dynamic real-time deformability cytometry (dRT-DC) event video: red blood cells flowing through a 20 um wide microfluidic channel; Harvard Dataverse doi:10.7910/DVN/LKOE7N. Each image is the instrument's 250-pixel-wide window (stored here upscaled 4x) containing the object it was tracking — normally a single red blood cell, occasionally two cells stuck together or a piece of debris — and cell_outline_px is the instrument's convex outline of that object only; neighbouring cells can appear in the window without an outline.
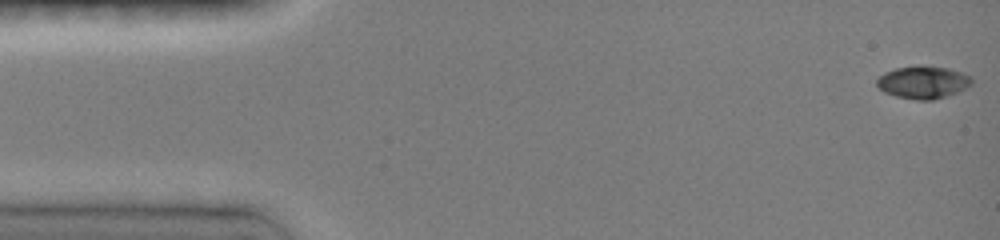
{"species": "common noctule bat (a hibernating species)", "species_latin": "Nyctalus noctula", "temperature_condition": "room temperature", "stored_images_in_passage": 47, "camera_frame_rate_fps": 3000, "um_per_image_px": 0.085, "animal": {"sex": "female", "body_mass_g": 19.0, "forearm_length_mm": 51.5}, "frame": {"image": 1, "passage_image": 1, "time_ms": 0.0, "image_size_px": [1000, 240], "cell_outline_px": [[972, 84], [948, 96], [932, 100], [916, 100], [896, 96], [884, 92], [876, 84], [876, 80], [884, 72], [896, 68], [920, 64], [948, 68], [972, 76]], "centroid_in_image_um": [78.45, 6.98], "position_along_channel_um": 6.5, "area_um2": 18.15}}
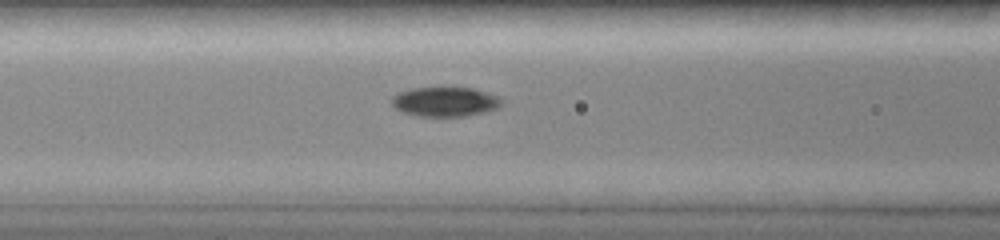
{"frame": {"image": 2, "passage_image": 19, "time_ms": 6.0, "image_size_px": [1000, 240], "cell_outline_px": [[504, 100], [496, 108], [484, 112], [464, 116], [416, 116], [404, 112], [396, 108], [392, 104], [392, 96], [400, 92], [412, 88], [440, 84], [444, 84], [472, 88], [496, 96]], "centroid_in_image_um": [37.79, 8.59], "position_along_channel_um": 128.8, "area_um2": 19.48}}
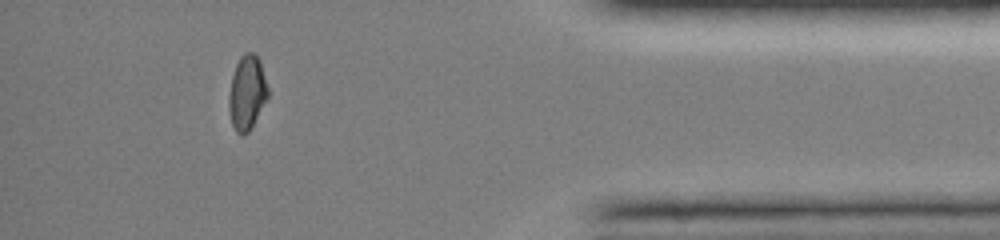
{"frame": {"image": 3, "passage_image": 42, "time_ms": 13.667, "image_size_px": [1000, 240], "cell_outline_px": [[268, 96], [248, 132], [244, 136], [240, 136], [236, 132], [232, 124], [228, 108], [228, 100], [232, 76], [236, 64], [240, 56], [244, 52], [252, 52], [260, 60], [268, 88]], "centroid_in_image_um": [20.98, 7.87], "position_along_channel_um": 414.2, "area_um2": 16.82}, "authors_computed_cell_mechanics": {"area_um2": 18.0914, "velocity_mm_per_s": 4.0969, "shape_relaxation_time_tau1_ms": 3.4387, "shape_relaxation_time_tau2_ms": 5.4018, "deformation_change_tau1": 0.1484, "deformation_change_tau2": 0.0529}}